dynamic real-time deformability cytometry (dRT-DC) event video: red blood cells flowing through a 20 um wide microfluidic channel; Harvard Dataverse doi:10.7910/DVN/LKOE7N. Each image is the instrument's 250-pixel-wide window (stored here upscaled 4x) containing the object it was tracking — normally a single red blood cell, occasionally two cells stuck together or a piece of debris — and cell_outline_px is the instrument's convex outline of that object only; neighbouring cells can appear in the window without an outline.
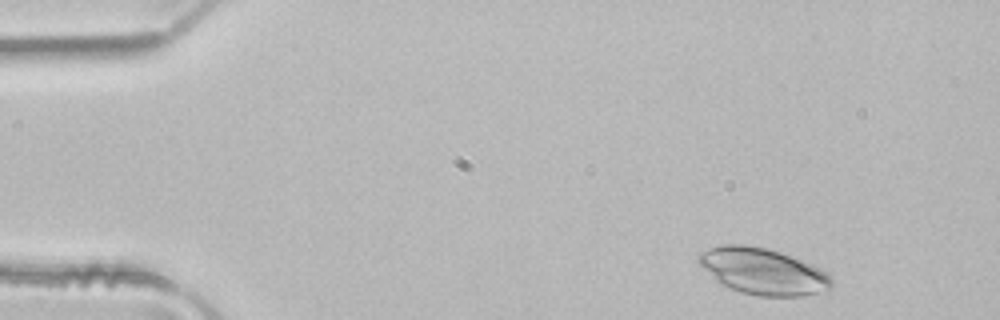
{"species": "common noctule bat (a hibernating species)", "species_latin": "Nyctalus noctula", "temperature_condition": "room temperature", "stored_images_in_passage": 3, "camera_frame_rate_fps": 3000, "um_per_image_px": 0.085, "animal": {"sex": "male", "body_mass_g": 21.5, "forearm_length_mm": 52.0}, "frame": {"image": 1, "passage_image": 1, "time_ms": 0.0, "image_size_px": [1000, 320], "cell_outline_px": [[832, 284], [828, 288], [816, 292], [800, 296], [760, 296], [740, 292], [728, 288], [720, 284], [696, 260], [696, 256], [700, 252], [708, 248], [720, 244], [744, 244], [764, 248], [780, 252], [812, 264], [828, 272], [832, 280]], "centroid_in_image_um": [64.8, 23.05], "position_along_channel_um": 20.2, "area_um2": 35.78}}